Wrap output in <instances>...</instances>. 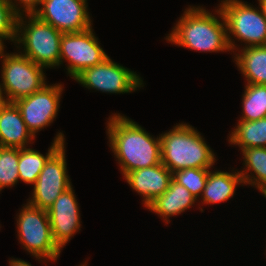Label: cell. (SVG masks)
Returning a JSON list of instances; mask_svg holds the SVG:
<instances>
[{
    "instance_id": "cell-1",
    "label": "cell",
    "mask_w": 266,
    "mask_h": 266,
    "mask_svg": "<svg viewBox=\"0 0 266 266\" xmlns=\"http://www.w3.org/2000/svg\"><path fill=\"white\" fill-rule=\"evenodd\" d=\"M107 134L122 174L161 163V140L149 135L133 120L115 113L109 117Z\"/></svg>"
},
{
    "instance_id": "cell-2",
    "label": "cell",
    "mask_w": 266,
    "mask_h": 266,
    "mask_svg": "<svg viewBox=\"0 0 266 266\" xmlns=\"http://www.w3.org/2000/svg\"><path fill=\"white\" fill-rule=\"evenodd\" d=\"M215 12L222 20L201 6H189L166 40L200 52L230 51L224 15L220 8Z\"/></svg>"
},
{
    "instance_id": "cell-3",
    "label": "cell",
    "mask_w": 266,
    "mask_h": 266,
    "mask_svg": "<svg viewBox=\"0 0 266 266\" xmlns=\"http://www.w3.org/2000/svg\"><path fill=\"white\" fill-rule=\"evenodd\" d=\"M161 163L172 173L186 168H211L215 154L191 125L180 123L160 135Z\"/></svg>"
},
{
    "instance_id": "cell-4",
    "label": "cell",
    "mask_w": 266,
    "mask_h": 266,
    "mask_svg": "<svg viewBox=\"0 0 266 266\" xmlns=\"http://www.w3.org/2000/svg\"><path fill=\"white\" fill-rule=\"evenodd\" d=\"M25 15L26 17L24 14L18 15L17 19L15 43L22 44L24 48L20 53L44 68L59 66L63 33L34 14Z\"/></svg>"
},
{
    "instance_id": "cell-5",
    "label": "cell",
    "mask_w": 266,
    "mask_h": 266,
    "mask_svg": "<svg viewBox=\"0 0 266 266\" xmlns=\"http://www.w3.org/2000/svg\"><path fill=\"white\" fill-rule=\"evenodd\" d=\"M4 47H0V58L2 69L0 83L5 102L15 101L27 97L41 90L47 82L45 81L44 68L25 55L19 53L4 54Z\"/></svg>"
},
{
    "instance_id": "cell-6",
    "label": "cell",
    "mask_w": 266,
    "mask_h": 266,
    "mask_svg": "<svg viewBox=\"0 0 266 266\" xmlns=\"http://www.w3.org/2000/svg\"><path fill=\"white\" fill-rule=\"evenodd\" d=\"M219 8L226 21L231 52L238 49L231 35L243 41L244 47L266 45V16L261 6L259 10L241 0H223Z\"/></svg>"
},
{
    "instance_id": "cell-7",
    "label": "cell",
    "mask_w": 266,
    "mask_h": 266,
    "mask_svg": "<svg viewBox=\"0 0 266 266\" xmlns=\"http://www.w3.org/2000/svg\"><path fill=\"white\" fill-rule=\"evenodd\" d=\"M22 208L17 217V232L23 248L37 260L56 261L62 249L54 241L47 210L30 203Z\"/></svg>"
},
{
    "instance_id": "cell-8",
    "label": "cell",
    "mask_w": 266,
    "mask_h": 266,
    "mask_svg": "<svg viewBox=\"0 0 266 266\" xmlns=\"http://www.w3.org/2000/svg\"><path fill=\"white\" fill-rule=\"evenodd\" d=\"M73 79L88 89L115 94L135 92L144 84L136 72L115 63L110 57L83 69Z\"/></svg>"
},
{
    "instance_id": "cell-9",
    "label": "cell",
    "mask_w": 266,
    "mask_h": 266,
    "mask_svg": "<svg viewBox=\"0 0 266 266\" xmlns=\"http://www.w3.org/2000/svg\"><path fill=\"white\" fill-rule=\"evenodd\" d=\"M108 57L92 27L82 32L63 33L61 37L60 64L67 60V72L72 79L83 69L98 65Z\"/></svg>"
},
{
    "instance_id": "cell-10",
    "label": "cell",
    "mask_w": 266,
    "mask_h": 266,
    "mask_svg": "<svg viewBox=\"0 0 266 266\" xmlns=\"http://www.w3.org/2000/svg\"><path fill=\"white\" fill-rule=\"evenodd\" d=\"M33 185V195L28 203L44 210H47L61 193L72 186L67 173L65 144L48 158Z\"/></svg>"
},
{
    "instance_id": "cell-11",
    "label": "cell",
    "mask_w": 266,
    "mask_h": 266,
    "mask_svg": "<svg viewBox=\"0 0 266 266\" xmlns=\"http://www.w3.org/2000/svg\"><path fill=\"white\" fill-rule=\"evenodd\" d=\"M87 4V0H42L33 14L61 33L82 32L93 25Z\"/></svg>"
},
{
    "instance_id": "cell-12",
    "label": "cell",
    "mask_w": 266,
    "mask_h": 266,
    "mask_svg": "<svg viewBox=\"0 0 266 266\" xmlns=\"http://www.w3.org/2000/svg\"><path fill=\"white\" fill-rule=\"evenodd\" d=\"M62 91L60 83L46 84L41 90L14 102L34 137L39 130L49 126L56 118Z\"/></svg>"
},
{
    "instance_id": "cell-13",
    "label": "cell",
    "mask_w": 266,
    "mask_h": 266,
    "mask_svg": "<svg viewBox=\"0 0 266 266\" xmlns=\"http://www.w3.org/2000/svg\"><path fill=\"white\" fill-rule=\"evenodd\" d=\"M79 206L71 186L61 193L47 209L51 231L56 244L62 249L81 228Z\"/></svg>"
},
{
    "instance_id": "cell-14",
    "label": "cell",
    "mask_w": 266,
    "mask_h": 266,
    "mask_svg": "<svg viewBox=\"0 0 266 266\" xmlns=\"http://www.w3.org/2000/svg\"><path fill=\"white\" fill-rule=\"evenodd\" d=\"M123 177L130 187L143 197V204L147 207L169 188L172 172L160 163L130 171Z\"/></svg>"
},
{
    "instance_id": "cell-15",
    "label": "cell",
    "mask_w": 266,
    "mask_h": 266,
    "mask_svg": "<svg viewBox=\"0 0 266 266\" xmlns=\"http://www.w3.org/2000/svg\"><path fill=\"white\" fill-rule=\"evenodd\" d=\"M34 138L16 104L4 102L0 106V146L26 148L27 143Z\"/></svg>"
},
{
    "instance_id": "cell-16",
    "label": "cell",
    "mask_w": 266,
    "mask_h": 266,
    "mask_svg": "<svg viewBox=\"0 0 266 266\" xmlns=\"http://www.w3.org/2000/svg\"><path fill=\"white\" fill-rule=\"evenodd\" d=\"M197 198L189 190L175 182H170L169 188L146 208L155 212L168 224L171 216L179 215L194 205Z\"/></svg>"
},
{
    "instance_id": "cell-17",
    "label": "cell",
    "mask_w": 266,
    "mask_h": 266,
    "mask_svg": "<svg viewBox=\"0 0 266 266\" xmlns=\"http://www.w3.org/2000/svg\"><path fill=\"white\" fill-rule=\"evenodd\" d=\"M242 183L239 171H209L201 202L209 205L227 201L234 196L237 185Z\"/></svg>"
},
{
    "instance_id": "cell-18",
    "label": "cell",
    "mask_w": 266,
    "mask_h": 266,
    "mask_svg": "<svg viewBox=\"0 0 266 266\" xmlns=\"http://www.w3.org/2000/svg\"><path fill=\"white\" fill-rule=\"evenodd\" d=\"M241 49L235 54L234 60L247 84L266 85V45Z\"/></svg>"
},
{
    "instance_id": "cell-19",
    "label": "cell",
    "mask_w": 266,
    "mask_h": 266,
    "mask_svg": "<svg viewBox=\"0 0 266 266\" xmlns=\"http://www.w3.org/2000/svg\"><path fill=\"white\" fill-rule=\"evenodd\" d=\"M65 144L63 132L56 135L46 155L31 148L19 149V179L26 184H34L48 158L62 145Z\"/></svg>"
},
{
    "instance_id": "cell-20",
    "label": "cell",
    "mask_w": 266,
    "mask_h": 266,
    "mask_svg": "<svg viewBox=\"0 0 266 266\" xmlns=\"http://www.w3.org/2000/svg\"><path fill=\"white\" fill-rule=\"evenodd\" d=\"M229 143L238 145L240 150L266 147V117L255 121L239 120L229 136Z\"/></svg>"
},
{
    "instance_id": "cell-21",
    "label": "cell",
    "mask_w": 266,
    "mask_h": 266,
    "mask_svg": "<svg viewBox=\"0 0 266 266\" xmlns=\"http://www.w3.org/2000/svg\"><path fill=\"white\" fill-rule=\"evenodd\" d=\"M241 152L245 168L239 173L244 185H252L261 192L266 188V147L247 148ZM249 171L252 175L248 174Z\"/></svg>"
},
{
    "instance_id": "cell-22",
    "label": "cell",
    "mask_w": 266,
    "mask_h": 266,
    "mask_svg": "<svg viewBox=\"0 0 266 266\" xmlns=\"http://www.w3.org/2000/svg\"><path fill=\"white\" fill-rule=\"evenodd\" d=\"M242 97L243 113L240 120L255 121L266 117V85L246 84Z\"/></svg>"
},
{
    "instance_id": "cell-23",
    "label": "cell",
    "mask_w": 266,
    "mask_h": 266,
    "mask_svg": "<svg viewBox=\"0 0 266 266\" xmlns=\"http://www.w3.org/2000/svg\"><path fill=\"white\" fill-rule=\"evenodd\" d=\"M19 148L0 146V191L19 181Z\"/></svg>"
},
{
    "instance_id": "cell-24",
    "label": "cell",
    "mask_w": 266,
    "mask_h": 266,
    "mask_svg": "<svg viewBox=\"0 0 266 266\" xmlns=\"http://www.w3.org/2000/svg\"><path fill=\"white\" fill-rule=\"evenodd\" d=\"M210 168H186L172 173V179L186 187L197 199L202 195Z\"/></svg>"
},
{
    "instance_id": "cell-25",
    "label": "cell",
    "mask_w": 266,
    "mask_h": 266,
    "mask_svg": "<svg viewBox=\"0 0 266 266\" xmlns=\"http://www.w3.org/2000/svg\"><path fill=\"white\" fill-rule=\"evenodd\" d=\"M18 14L6 0H0V47L3 40H11L15 44Z\"/></svg>"
},
{
    "instance_id": "cell-26",
    "label": "cell",
    "mask_w": 266,
    "mask_h": 266,
    "mask_svg": "<svg viewBox=\"0 0 266 266\" xmlns=\"http://www.w3.org/2000/svg\"><path fill=\"white\" fill-rule=\"evenodd\" d=\"M6 1L10 4L12 9L18 15L24 14V12L25 14H33L38 9V6L41 5V2H42V0H6ZM17 3L18 4L20 3L19 4L20 7L18 6Z\"/></svg>"
},
{
    "instance_id": "cell-27",
    "label": "cell",
    "mask_w": 266,
    "mask_h": 266,
    "mask_svg": "<svg viewBox=\"0 0 266 266\" xmlns=\"http://www.w3.org/2000/svg\"><path fill=\"white\" fill-rule=\"evenodd\" d=\"M9 265L10 266H32L31 264H29L28 262L21 260V259H12L9 260Z\"/></svg>"
},
{
    "instance_id": "cell-28",
    "label": "cell",
    "mask_w": 266,
    "mask_h": 266,
    "mask_svg": "<svg viewBox=\"0 0 266 266\" xmlns=\"http://www.w3.org/2000/svg\"><path fill=\"white\" fill-rule=\"evenodd\" d=\"M259 1V6H261L264 15L266 16V0H258Z\"/></svg>"
},
{
    "instance_id": "cell-29",
    "label": "cell",
    "mask_w": 266,
    "mask_h": 266,
    "mask_svg": "<svg viewBox=\"0 0 266 266\" xmlns=\"http://www.w3.org/2000/svg\"><path fill=\"white\" fill-rule=\"evenodd\" d=\"M4 97L5 95L2 94L1 87H0V106L5 102Z\"/></svg>"
},
{
    "instance_id": "cell-30",
    "label": "cell",
    "mask_w": 266,
    "mask_h": 266,
    "mask_svg": "<svg viewBox=\"0 0 266 266\" xmlns=\"http://www.w3.org/2000/svg\"><path fill=\"white\" fill-rule=\"evenodd\" d=\"M261 193L263 194V196L266 198V188L265 189H263L262 191H261Z\"/></svg>"
},
{
    "instance_id": "cell-31",
    "label": "cell",
    "mask_w": 266,
    "mask_h": 266,
    "mask_svg": "<svg viewBox=\"0 0 266 266\" xmlns=\"http://www.w3.org/2000/svg\"><path fill=\"white\" fill-rule=\"evenodd\" d=\"M80 266H87V262L85 261L84 264H80Z\"/></svg>"
}]
</instances>
